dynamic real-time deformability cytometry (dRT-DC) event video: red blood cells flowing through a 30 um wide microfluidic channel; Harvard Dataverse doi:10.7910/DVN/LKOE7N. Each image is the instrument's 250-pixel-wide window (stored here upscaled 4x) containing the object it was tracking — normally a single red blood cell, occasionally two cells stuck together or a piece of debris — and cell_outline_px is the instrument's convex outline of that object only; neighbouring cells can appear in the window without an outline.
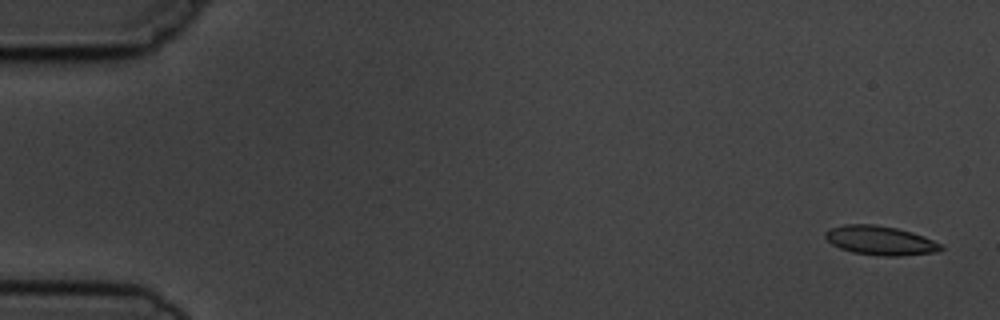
{"species": "common noctule bat (a hibernating species)", "species_latin": "Nyctalus noctula", "temperature_condition": "cold", "stored_images_in_passage": 4, "camera_frame_rate_fps": 3000, "um_per_image_px": 0.085, "animal": {"sex": "male", "body_mass_g": 19.5, "forearm_length_mm": 54.6}, "frame": {"image": 1, "passage_image": 1, "time_ms": 0.0, "image_size_px": [1000, 320], "cell_outline_px": [[944, 248], [936, 252], [900, 256], [884, 256], [852, 252], [840, 248], [832, 244], [824, 236], [824, 232], [832, 228], [844, 224], [876, 224], [896, 228], [912, 232], [924, 236], [940, 244]], "centroid_in_image_um": [74.81, 20.44], "position_along_channel_um": 10.2, "area_um2": 19.54}}
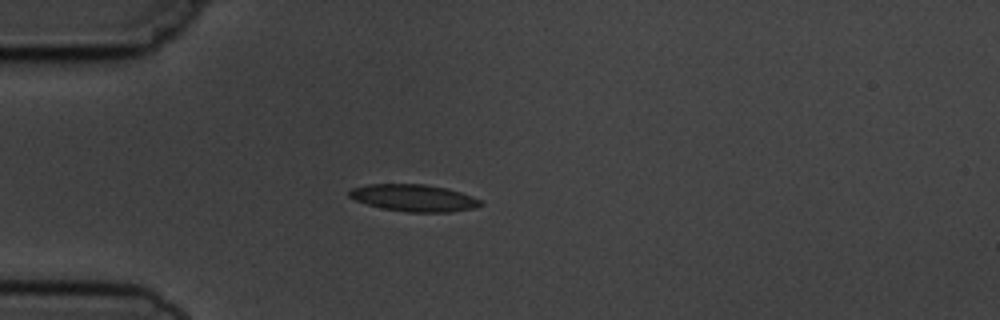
{"frame": {"image": 2, "passage_image": 4, "time_ms": 4.333, "image_size_px": [1000, 320], "cell_outline_px": [[484, 204], [472, 208], [452, 212], [408, 212], [380, 208], [356, 200], [348, 196], [348, 192], [352, 188], [368, 184], [424, 184], [444, 188], [460, 192], [472, 196], [480, 200]], "centroid_in_image_um": [35.16, 16.82], "position_along_channel_um": 49.8, "area_um2": 20.52}}